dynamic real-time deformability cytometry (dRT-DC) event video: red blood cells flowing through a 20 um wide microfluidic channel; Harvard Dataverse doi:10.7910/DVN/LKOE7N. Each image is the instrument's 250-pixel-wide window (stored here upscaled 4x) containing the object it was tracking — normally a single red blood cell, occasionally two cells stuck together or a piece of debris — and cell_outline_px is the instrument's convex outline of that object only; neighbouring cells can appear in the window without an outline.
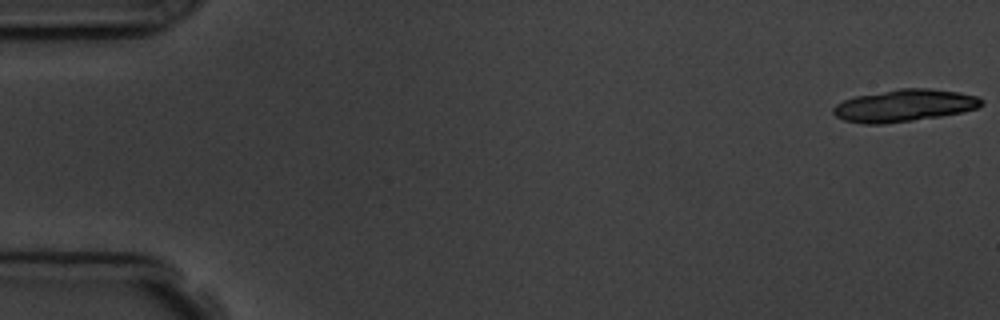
{"species": "common noctule bat (a hibernating species)", "species_latin": "Nyctalus noctula", "temperature_condition": "room temperature", "stored_images_in_passage": 8, "camera_frame_rate_fps": 3000, "um_per_image_px": 0.085, "animal": {"sex": "male", "body_mass_g": 19.5, "forearm_length_mm": 54.6}, "frame": {"image": 1, "passage_image": 1, "time_ms": 0.0, "image_size_px": [1000, 320], "cell_outline_px": [[984, 104], [976, 108], [964, 112], [940, 116], [884, 124], [864, 124], [844, 120], [836, 116], [832, 112], [832, 108], [836, 104], [844, 100], [856, 96], [900, 88], [928, 88], [960, 92], [976, 96], [984, 100]], "centroid_in_image_um": [76.88, 8.97], "position_along_channel_um": 8.1, "area_um2": 27.8}}
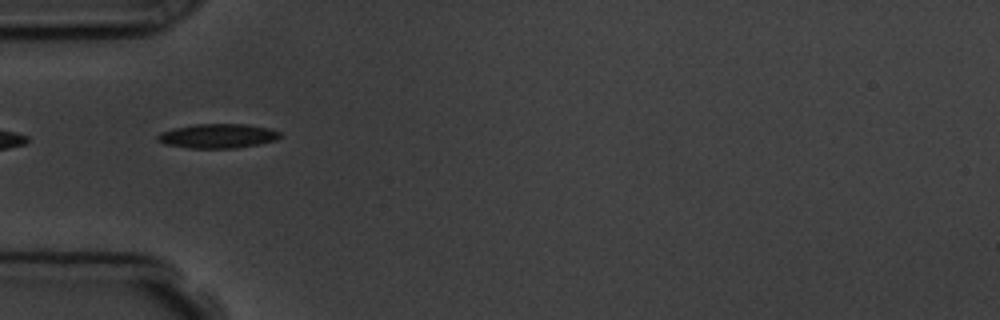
{"frame": {"image": 2, "passage_image": 6, "time_ms": 5.667, "image_size_px": [1000, 320], "cell_outline_px": [[280, 136], [276, 140], [260, 144], [236, 148], [188, 148], [164, 144], [156, 140], [156, 136], [160, 132], [172, 128], [196, 124], [244, 124], [268, 128], [280, 132]], "centroid_in_image_um": [18.46, 11.56], "position_along_channel_um": 66.5, "area_um2": 17.46}}